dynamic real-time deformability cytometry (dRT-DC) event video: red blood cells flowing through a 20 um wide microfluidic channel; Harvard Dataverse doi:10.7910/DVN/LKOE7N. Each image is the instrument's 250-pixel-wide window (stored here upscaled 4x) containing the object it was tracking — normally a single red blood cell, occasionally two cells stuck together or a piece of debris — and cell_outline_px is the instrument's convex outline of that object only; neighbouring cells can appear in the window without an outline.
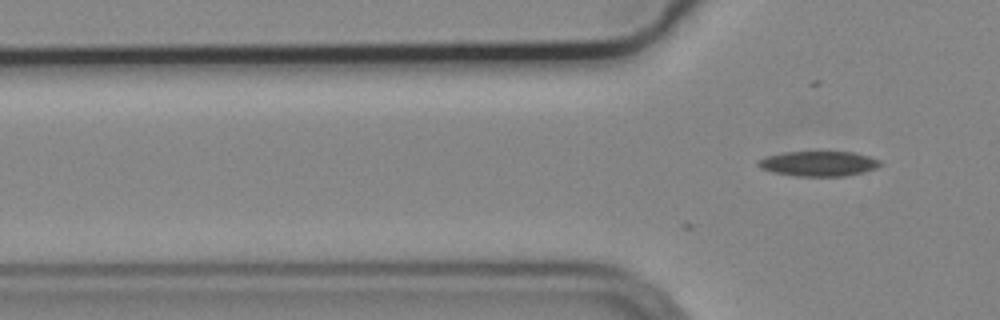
{"species": "common noctule bat (a hibernating species)", "species_latin": "Nyctalus noctula", "temperature_condition": "cold", "stored_images_in_passage": 4, "camera_frame_rate_fps": 3000, "um_per_image_px": 0.085, "animal": {"sex": "male", "body_mass_g": 19.2, "forearm_length_mm": 51.8}, "frame": {"image": 1, "passage_image": 4, "time_ms": 1.0, "image_size_px": [1000, 320], "cell_outline_px": [[884, 164], [876, 168], [864, 172], [844, 176], [796, 176], [776, 172], [760, 168], [756, 164], [756, 160], [768, 156], [784, 152], [852, 152], [868, 156], [880, 160]], "centroid_in_image_um": [69.6, 13.91], "position_along_channel_um": 56.2, "area_um2": 17.74}}